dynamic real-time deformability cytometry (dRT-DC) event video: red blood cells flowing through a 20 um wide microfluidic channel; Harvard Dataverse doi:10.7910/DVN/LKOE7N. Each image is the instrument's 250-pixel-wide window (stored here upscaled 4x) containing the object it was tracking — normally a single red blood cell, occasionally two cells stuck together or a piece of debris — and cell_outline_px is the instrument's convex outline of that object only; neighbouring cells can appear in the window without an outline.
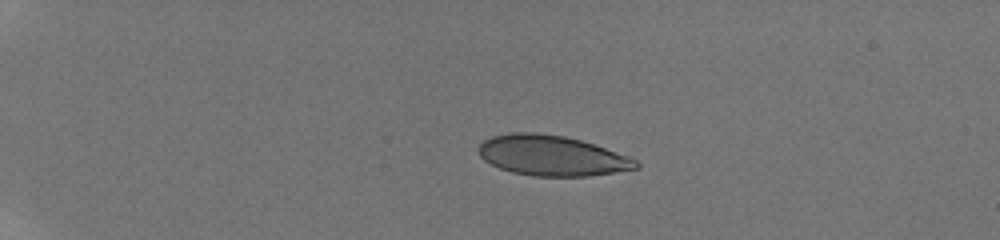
{"species": "human", "species_latin": "Homo sapiens", "temperature_condition": "room temperature", "stored_images_in_passage": 52, "camera_frame_rate_fps": 3000, "um_per_image_px": 0.085, "donor": {"sex": "male"}, "frame": {"image": 1, "passage_image": 1, "time_ms": 0.0, "image_size_px": [1000, 240], "cell_outline_px": [[640, 168], [588, 176], [532, 176], [512, 172], [500, 168], [484, 160], [480, 156], [476, 148], [484, 140], [492, 136], [512, 132], [536, 132], [564, 136], [580, 140], [628, 156], [636, 160], [640, 164]], "centroid_in_image_um": [46.87, 13.22], "position_along_channel_um": 38.1, "area_um2": 36.88}}
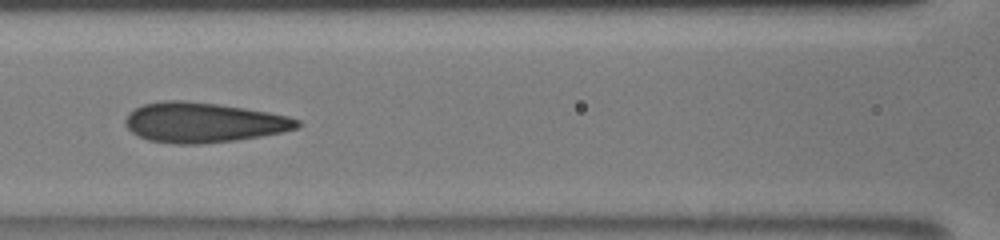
{"frame": {"image": 2, "passage_image": 26, "time_ms": 5.0, "image_size_px": [1000, 240], "cell_outline_px": [[300, 124], [296, 128], [280, 132], [260, 136], [236, 140], [200, 144], [172, 144], [148, 140], [132, 132], [124, 124], [124, 120], [128, 112], [144, 104], [160, 100], [184, 100], [216, 104], [244, 108], [268, 112], [288, 116], [300, 120]], "centroid_in_image_um": [17.24, 10.41], "position_along_channel_um": 149.4, "area_um2": 40.0}}
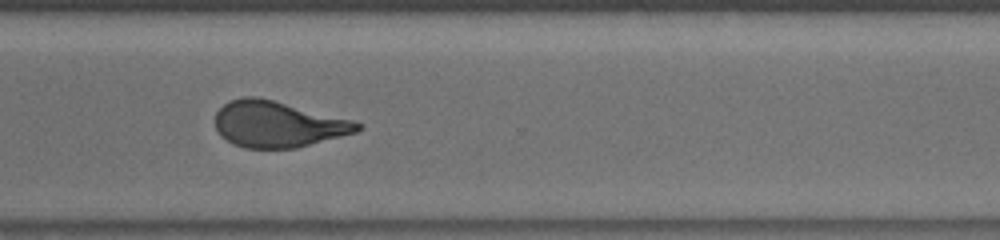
{"frame": {"image": 3, "passage_image": 51, "time_ms": 10.0, "image_size_px": [1000, 240], "cell_outline_px": [[364, 124], [356, 132], [296, 148], [244, 148], [232, 144], [220, 136], [216, 128], [216, 112], [224, 104], [232, 100], [244, 96], [256, 96], [352, 120]], "centroid_in_image_um": [23.58, 10.57], "position_along_channel_um": 347.0, "area_um2": 37.86}}